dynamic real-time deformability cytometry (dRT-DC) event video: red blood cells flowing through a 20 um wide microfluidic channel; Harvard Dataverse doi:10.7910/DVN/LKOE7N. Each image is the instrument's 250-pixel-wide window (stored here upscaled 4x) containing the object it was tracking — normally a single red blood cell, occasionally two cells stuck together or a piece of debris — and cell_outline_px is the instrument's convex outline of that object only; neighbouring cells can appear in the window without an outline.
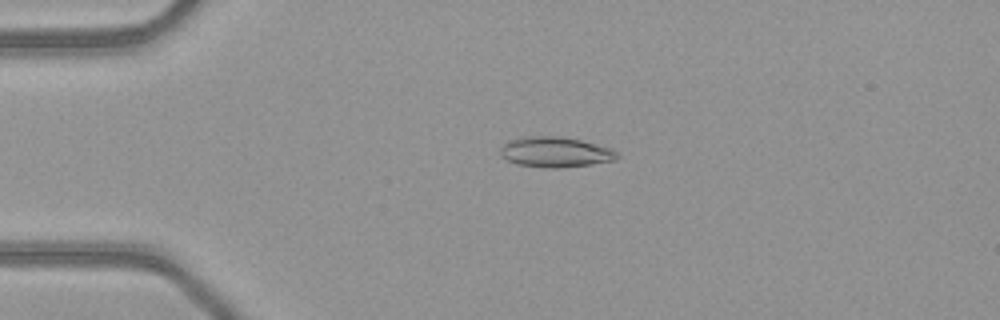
{"species": "common noctule bat (a hibernating species)", "species_latin": "Nyctalus noctula", "temperature_condition": "warm", "stored_images_in_passage": 46, "camera_frame_rate_fps": 3000, "um_per_image_px": 0.085, "animal": {"sex": "female", "body_mass_g": 21.9}, "frame": {"image": 1, "passage_image": 8, "time_ms": 2.333, "image_size_px": [1000, 320], "cell_outline_px": [[620, 156], [616, 160], [592, 164], [560, 168], [544, 168], [516, 164], [500, 156], [500, 148], [508, 140], [524, 136], [560, 136], [580, 140], [612, 148]], "centroid_in_image_um": [47.19, 12.93], "position_along_channel_um": 37.8, "area_um2": 20.87}}
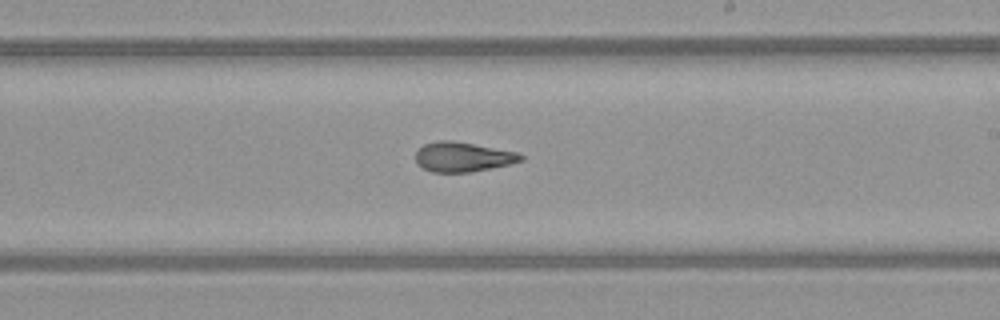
{"frame": {"image": 2, "passage_image": 26, "time_ms": 8.333, "image_size_px": [1000, 320], "cell_outline_px": [[524, 160], [492, 168], [472, 172], [432, 172], [416, 164], [416, 152], [424, 144], [440, 140], [452, 140], [520, 152], [524, 156]], "centroid_in_image_um": [39.37, 13.33], "position_along_channel_um": 249.6, "area_um2": 18.32}}
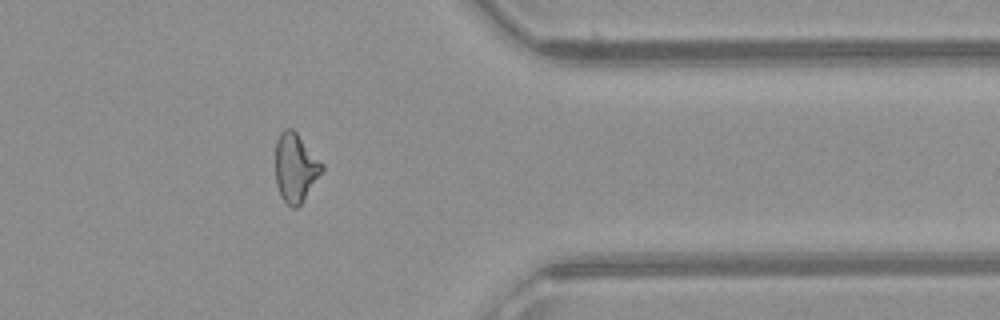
{"frame": {"image": 3, "passage_image": 37, "time_ms": 12.0, "image_size_px": [1000, 320], "cell_outline_px": [[324, 168], [300, 204], [296, 208], [292, 208], [280, 196], [276, 184], [276, 140], [280, 132], [284, 128], [292, 128], [296, 132], [324, 164]], "centroid_in_image_um": [25.1, 14.22], "position_along_channel_um": 386.3, "area_um2": 18.44}, "authors_computed_cell_mechanics": {"area_um2": 19.3052, "velocity_mm_per_s": 4.1268, "shape_relaxation_time_tau1_ms": 10.3036, "shape_relaxation_time_tau2_ms": 1.3106, "deformation_change_tau1": 0.2493, "deformation_change_tau2": 0.0912}}